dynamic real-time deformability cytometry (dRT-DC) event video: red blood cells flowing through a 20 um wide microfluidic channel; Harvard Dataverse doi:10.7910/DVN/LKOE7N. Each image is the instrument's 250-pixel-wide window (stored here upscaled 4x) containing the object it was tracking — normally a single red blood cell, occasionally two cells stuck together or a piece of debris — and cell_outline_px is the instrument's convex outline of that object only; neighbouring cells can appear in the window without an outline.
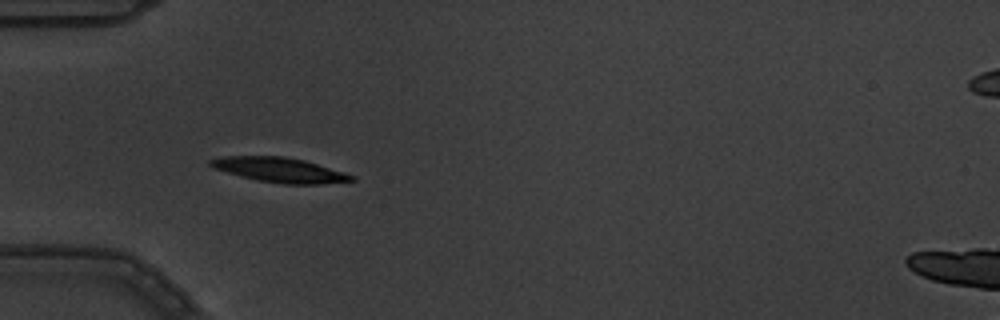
{"species": "common noctule bat (a hibernating species)", "species_latin": "Nyctalus noctula", "temperature_condition": "warm", "stored_images_in_passage": 4, "camera_frame_rate_fps": 3000, "um_per_image_px": 0.085, "animal": {"sex": "male", "body_mass_g": 19.5, "forearm_length_mm": 54.6}, "frame": {"image": 1, "passage_image": 3, "time_ms": 0.667, "image_size_px": [1000, 320], "cell_outline_px": [[356, 180], [316, 184], [284, 184], [260, 180], [240, 176], [212, 168], [208, 164], [208, 160], [224, 156], [284, 156], [304, 160], [344, 172], [356, 176]], "centroid_in_image_um": [23.75, 14.43], "position_along_channel_um": 61.2, "area_um2": 20.23}}